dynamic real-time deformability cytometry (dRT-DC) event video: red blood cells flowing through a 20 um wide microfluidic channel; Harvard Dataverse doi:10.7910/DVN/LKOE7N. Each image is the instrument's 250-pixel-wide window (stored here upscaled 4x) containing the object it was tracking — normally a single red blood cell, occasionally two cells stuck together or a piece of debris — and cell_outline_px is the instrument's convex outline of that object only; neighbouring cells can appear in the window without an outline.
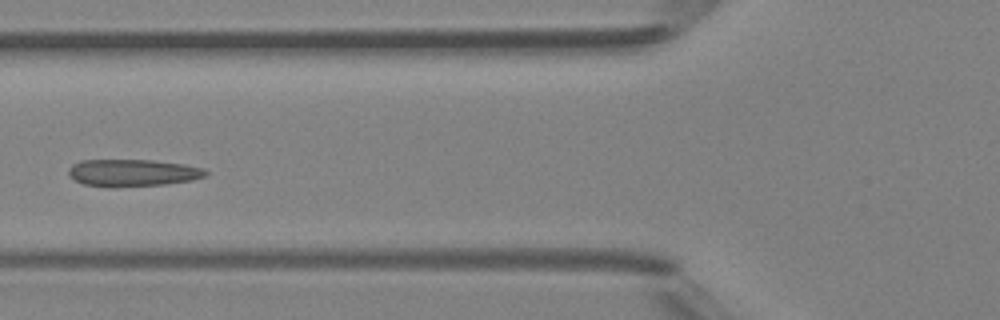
{"species": "Egyptian fruit bat (a non-hibernating species)", "species_latin": "Rousettus aegyptiacus", "temperature_condition": "room temperature", "stored_images_in_passage": 4, "camera_frame_rate_fps": 3000, "um_per_image_px": 0.085, "animal": {"sex": "female"}, "frame": {"image": 1, "passage_image": 4, "time_ms": 3.333, "image_size_px": [1000, 320], "cell_outline_px": [[208, 172], [204, 176], [192, 180], [164, 184], [116, 188], [112, 188], [84, 184], [68, 176], [68, 168], [72, 164], [80, 160], [152, 160], [184, 164], [204, 168]], "centroid_in_image_um": [11.24, 14.69], "position_along_channel_um": 114.6, "area_um2": 21.91}}